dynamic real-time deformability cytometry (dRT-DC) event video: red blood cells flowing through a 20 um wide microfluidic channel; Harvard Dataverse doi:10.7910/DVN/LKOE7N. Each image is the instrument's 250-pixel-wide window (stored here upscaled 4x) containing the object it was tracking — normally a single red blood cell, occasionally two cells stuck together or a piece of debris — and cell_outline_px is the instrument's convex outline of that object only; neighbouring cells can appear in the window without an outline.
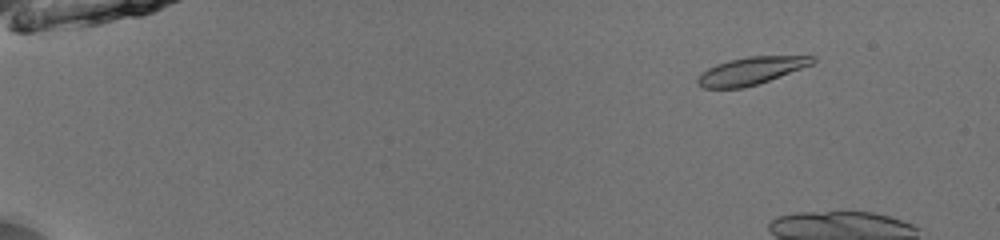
{"species": "common noctule bat (a hibernating species)", "species_latin": "Nyctalus noctula", "temperature_condition": "room temperature", "stored_images_in_passage": 18, "camera_frame_rate_fps": 3000, "um_per_image_px": 0.085, "animal": {"sex": "male", "body_mass_g": 13.0, "forearm_length_mm": 53.1}, "frame": {"image": 1, "passage_image": 8, "time_ms": 2.333, "image_size_px": [1000, 240], "cell_outline_px": [[816, 60], [812, 64], [768, 80], [744, 88], [704, 88], [696, 84], [696, 80], [708, 68], [716, 64], [728, 60], [748, 56], [816, 56]], "centroid_in_image_um": [63.81, 6.01], "position_along_channel_um": 21.2, "area_um2": 18.15}}